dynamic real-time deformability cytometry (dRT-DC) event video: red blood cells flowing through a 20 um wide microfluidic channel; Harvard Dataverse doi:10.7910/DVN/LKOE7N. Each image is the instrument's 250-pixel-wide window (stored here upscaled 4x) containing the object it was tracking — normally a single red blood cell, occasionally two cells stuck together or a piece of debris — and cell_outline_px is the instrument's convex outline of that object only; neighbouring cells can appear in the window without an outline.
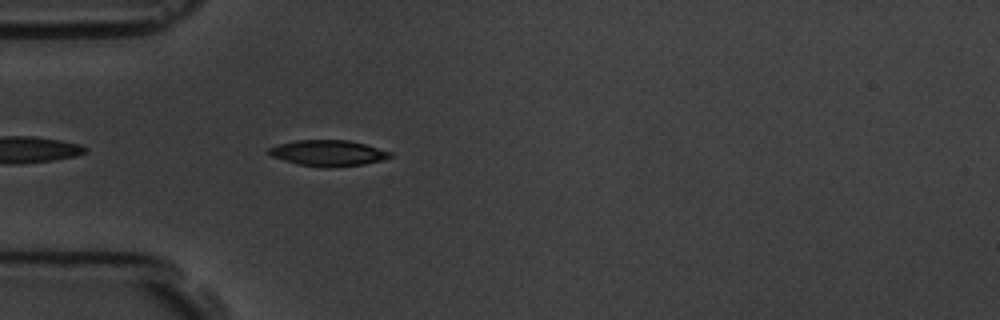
{"species": "common noctule bat (a hibernating species)", "species_latin": "Nyctalus noctula", "temperature_condition": "room temperature", "stored_images_in_passage": 5, "camera_frame_rate_fps": 3000, "um_per_image_px": 0.085, "animal": {"sex": "male", "body_mass_g": 19.5, "forearm_length_mm": 54.6}, "frame": {"image": 1, "passage_image": 5, "time_ms": 5.333, "image_size_px": [1000, 320], "cell_outline_px": [[392, 156], [380, 160], [364, 164], [332, 168], [324, 168], [300, 164], [284, 160], [272, 156], [268, 152], [268, 148], [280, 144], [296, 140], [348, 140], [364, 144], [392, 152]], "centroid_in_image_um": [27.89, 13.01], "position_along_channel_um": 57.1, "area_um2": 18.15}}